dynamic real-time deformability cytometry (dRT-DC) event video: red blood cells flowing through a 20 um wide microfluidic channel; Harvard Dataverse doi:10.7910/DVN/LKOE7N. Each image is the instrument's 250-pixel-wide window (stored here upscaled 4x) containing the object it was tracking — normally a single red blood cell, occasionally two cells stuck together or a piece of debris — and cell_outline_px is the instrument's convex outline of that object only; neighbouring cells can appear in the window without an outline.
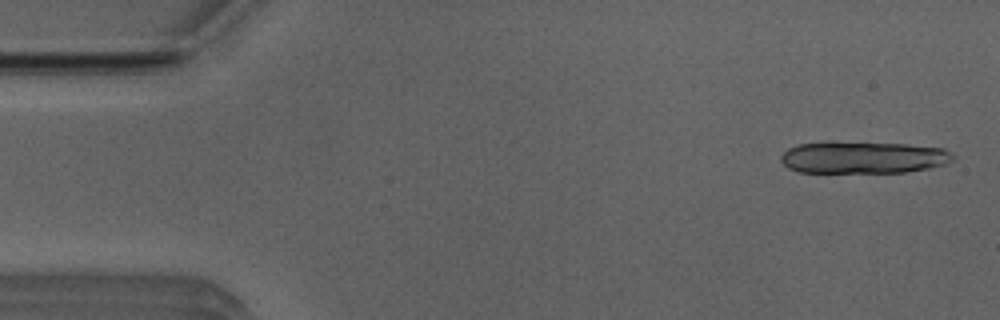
{"species": "Egyptian fruit bat (a non-hibernating species)", "species_latin": "Rousettus aegyptiacus", "temperature_condition": "room temperature", "stored_images_in_passage": 16, "camera_frame_rate_fps": 3000, "um_per_image_px": 0.085, "animal": {"sex": "male"}, "frame": {"image": 1, "passage_image": 2, "time_ms": 0.333, "image_size_px": [1000, 320], "cell_outline_px": [[952, 160], [944, 164], [928, 168], [904, 172], [800, 172], [788, 168], [780, 160], [780, 156], [788, 148], [796, 144], [904, 144], [944, 148], [952, 156]], "centroid_in_image_um": [73.35, 13.41], "position_along_channel_um": 11.6, "area_um2": 30.92}}